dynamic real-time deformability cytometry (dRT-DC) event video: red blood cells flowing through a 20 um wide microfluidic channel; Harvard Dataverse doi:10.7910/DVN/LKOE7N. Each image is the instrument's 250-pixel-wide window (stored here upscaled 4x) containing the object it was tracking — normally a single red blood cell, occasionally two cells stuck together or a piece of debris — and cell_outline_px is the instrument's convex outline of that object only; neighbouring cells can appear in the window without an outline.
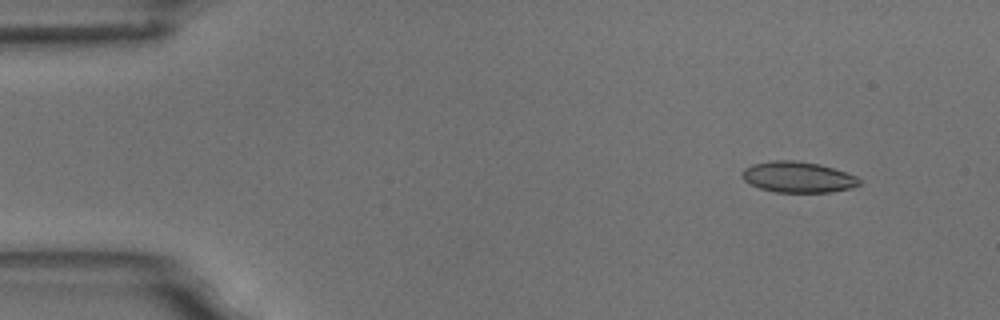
{"species": "common noctule bat (a hibernating species)", "species_latin": "Nyctalus noctula", "temperature_condition": "room temperature", "stored_images_in_passage": 4, "camera_frame_rate_fps": 3000, "um_per_image_px": 0.085, "animal": {"sex": "male", "body_mass_g": 18.8}, "frame": {"image": 1, "passage_image": 2, "time_ms": 1.333, "image_size_px": [1000, 320], "cell_outline_px": [[860, 184], [852, 188], [832, 192], [776, 192], [760, 188], [744, 180], [740, 176], [740, 172], [744, 168], [752, 164], [772, 160], [792, 160], [820, 164], [856, 176], [860, 180]], "centroid_in_image_um": [67.79, 15.05], "position_along_channel_um": 17.2, "area_um2": 21.1}}